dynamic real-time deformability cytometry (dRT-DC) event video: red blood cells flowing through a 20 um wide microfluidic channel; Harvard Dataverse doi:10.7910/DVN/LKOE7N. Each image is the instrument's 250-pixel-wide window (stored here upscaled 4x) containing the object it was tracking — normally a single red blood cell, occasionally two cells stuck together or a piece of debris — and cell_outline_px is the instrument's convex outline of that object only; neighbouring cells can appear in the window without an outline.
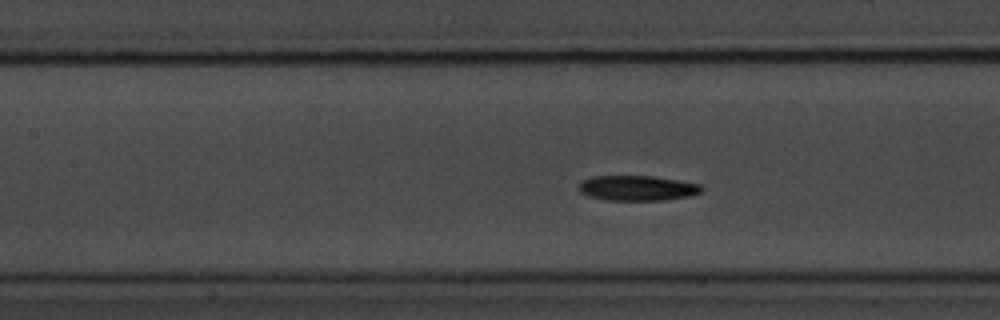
{"species": "common noctule bat (a hibernating species)", "species_latin": "Nyctalus noctula", "temperature_condition": "room temperature", "stored_images_in_passage": 29, "camera_frame_rate_fps": 3000, "um_per_image_px": 0.085, "animal": {"sex": "male", "body_mass_g": 20.1, "forearm_length_mm": 53.5}, "frame": {"image": 1, "passage_image": 9, "time_ms": 2.667, "image_size_px": [1000, 320], "cell_outline_px": [[704, 188], [700, 192], [688, 196], [664, 200], [608, 200], [588, 196], [580, 192], [576, 188], [580, 180], [592, 176], [652, 176], [704, 184]], "centroid_in_image_um": [54.14, 15.98], "position_along_channel_um": 153.3, "area_um2": 18.21}, "authors_computed_cell_mechanics": {"area_um2": 18.2648, "velocity_mm_per_s": 3.5252, "shape_relaxation_time_tau1_ms": 1.9935, "shape_relaxation_time_tau2_ms": 3.6198, "deformation_change_tau1": 0.0747, "deformation_change_tau2": 0.0983}}